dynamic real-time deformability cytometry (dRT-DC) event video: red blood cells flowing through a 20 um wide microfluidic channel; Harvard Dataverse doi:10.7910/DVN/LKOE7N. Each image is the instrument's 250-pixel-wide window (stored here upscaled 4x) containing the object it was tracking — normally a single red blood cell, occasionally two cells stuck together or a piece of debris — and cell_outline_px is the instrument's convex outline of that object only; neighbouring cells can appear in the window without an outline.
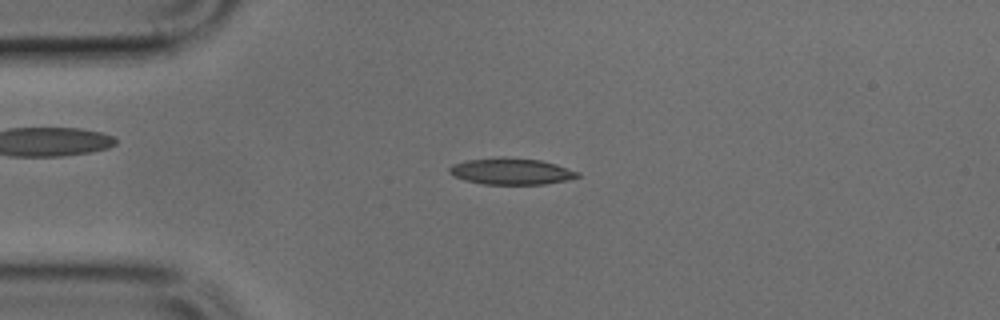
{"species": "common noctule bat (a hibernating species)", "species_latin": "Nyctalus noctula", "temperature_condition": "cold", "stored_images_in_passage": 35, "camera_frame_rate_fps": 3000, "um_per_image_px": 0.085, "animal": {"sex": "male", "body_mass_g": 17.9, "forearm_length_mm": 54.2}, "frame": {"image": 1, "passage_image": 4, "time_ms": 1.0, "image_size_px": [1000, 320], "cell_outline_px": [[580, 176], [564, 180], [544, 184], [484, 184], [464, 180], [452, 176], [448, 172], [448, 168], [452, 164], [468, 160], [500, 156], [540, 160], [556, 164], [580, 172]], "centroid_in_image_um": [43.4, 14.55], "position_along_channel_um": 41.6, "area_um2": 19.83}}
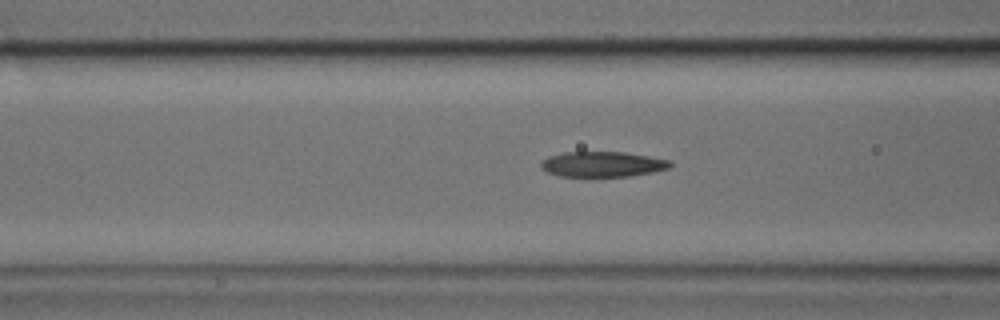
{"frame": {"image": 2, "passage_image": 11, "time_ms": 3.333, "image_size_px": [1000, 320], "cell_outline_px": [[672, 164], [668, 168], [652, 172], [628, 176], [588, 180], [560, 176], [548, 172], [540, 168], [540, 160], [548, 156], [564, 152], [624, 152], [672, 160]], "centroid_in_image_um": [51.14, 14.0], "position_along_channel_um": 115.5, "area_um2": 20.06}}
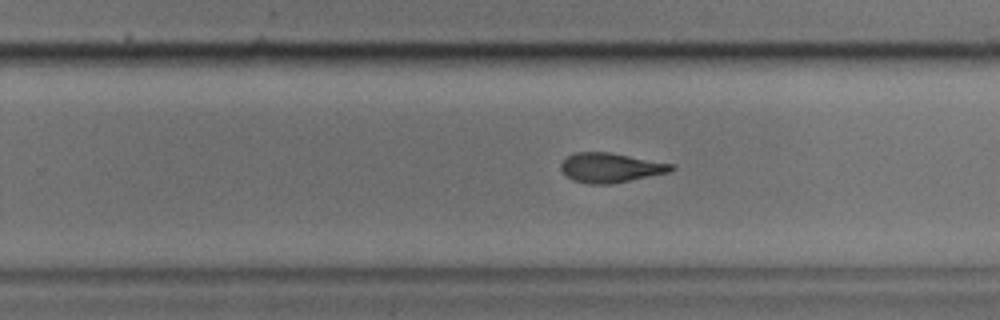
{"frame": {"image": 3, "passage_image": 23, "time_ms": 7.333, "image_size_px": [1000, 320], "cell_outline_px": [[676, 168], [668, 172], [612, 184], [588, 184], [572, 180], [560, 168], [560, 164], [568, 156], [576, 152], [612, 152], [676, 164]], "centroid_in_image_um": [51.93, 14.24], "position_along_channel_um": 277.9, "area_um2": 19.13}}